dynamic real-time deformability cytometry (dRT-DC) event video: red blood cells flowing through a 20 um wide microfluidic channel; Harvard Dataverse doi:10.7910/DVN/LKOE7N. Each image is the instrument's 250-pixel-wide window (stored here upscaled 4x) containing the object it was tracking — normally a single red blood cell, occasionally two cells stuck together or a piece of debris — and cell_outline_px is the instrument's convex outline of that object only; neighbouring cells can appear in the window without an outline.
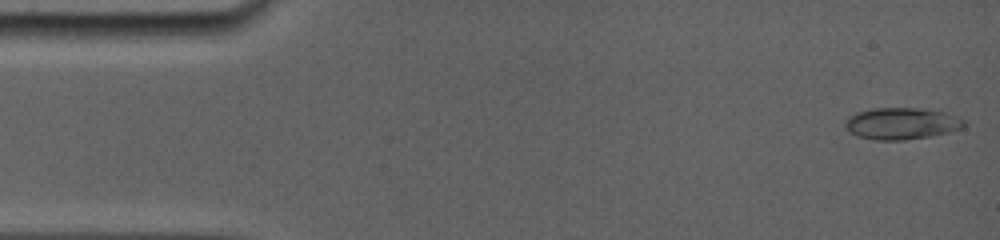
{"species": "common noctule bat (a hibernating species)", "species_latin": "Nyctalus noctula", "temperature_condition": "room temperature", "stored_images_in_passage": 10, "camera_frame_rate_fps": 5000, "um_per_image_px": 0.085, "animal": {"sex": "female", "body_mass_g": 19.0, "forearm_length_mm": 56.7}, "frame": {"image": 1, "passage_image": 1, "time_ms": 0.0, "image_size_px": [1000, 240], "cell_outline_px": [[964, 128], [932, 136], [904, 140], [876, 140], [856, 136], [844, 124], [844, 120], [848, 116], [856, 112], [876, 108], [920, 108], [944, 112], [964, 120]], "centroid_in_image_um": [76.62, 10.5], "position_along_channel_um": 8.4, "area_um2": 21.91}}
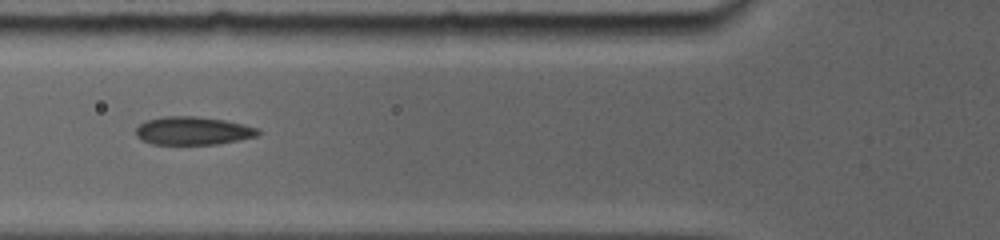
{"frame": {"image": 2, "passage_image": 7, "time_ms": 5.6, "image_size_px": [1000, 240], "cell_outline_px": [[260, 132], [256, 136], [240, 140], [216, 144], [152, 144], [136, 136], [136, 128], [144, 120], [164, 116], [196, 116], [224, 120], [244, 124], [256, 128]], "centroid_in_image_um": [16.38, 11.11], "position_along_channel_um": 109.4, "area_um2": 20.0}}
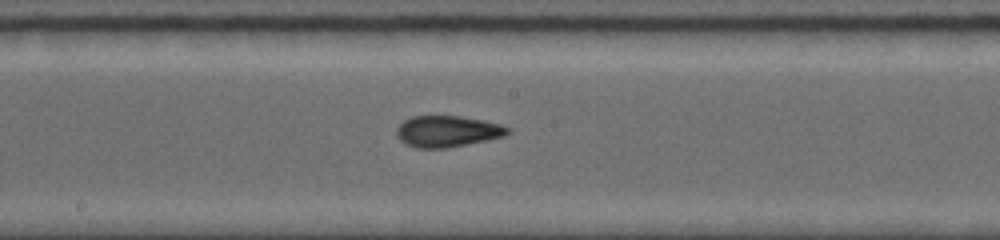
{"frame": {"image": 3, "passage_image": 10, "time_ms": 8.2, "image_size_px": [1000, 240], "cell_outline_px": [[512, 132], [504, 136], [488, 140], [448, 148], [416, 148], [404, 144], [396, 136], [396, 128], [404, 120], [412, 116], [460, 116], [484, 120], [500, 124], [512, 128]], "centroid_in_image_um": [38.04, 11.17], "position_along_channel_um": 210.2, "area_um2": 20.58}}